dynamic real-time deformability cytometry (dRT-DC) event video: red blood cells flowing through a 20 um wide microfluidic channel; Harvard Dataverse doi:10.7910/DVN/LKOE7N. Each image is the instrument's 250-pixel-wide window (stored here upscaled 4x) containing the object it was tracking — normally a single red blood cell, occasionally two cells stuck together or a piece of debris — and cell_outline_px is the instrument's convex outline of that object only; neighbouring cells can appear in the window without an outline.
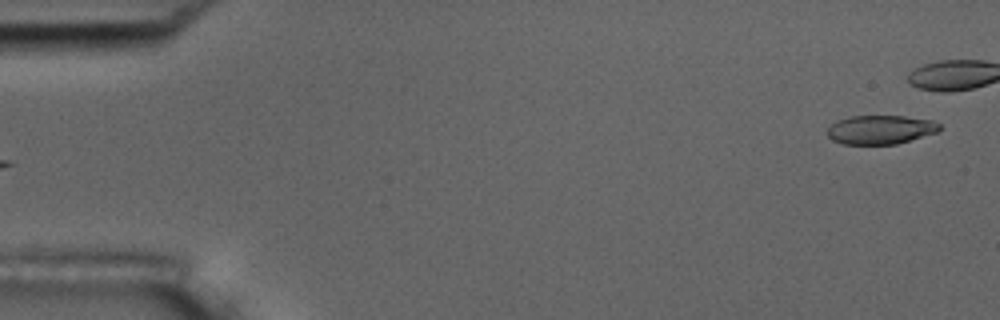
{"species": "common noctule bat (a hibernating species)", "species_latin": "Nyctalus noctula", "temperature_condition": "room temperature", "stored_images_in_passage": 5, "segment_of_instrument_passage": [2, 2], "camera_frame_rate_fps": 3000, "um_per_image_px": 0.085, "animal": {"sex": "male", "body_mass_g": 17.5, "forearm_length_mm": 52.3}, "frame": {"image": 1, "passage_image": 5, "time_ms": 5.333, "image_size_px": [1000, 320], "cell_outline_px": [[940, 132], [896, 144], [844, 144], [832, 140], [828, 136], [828, 128], [836, 120], [848, 116], [904, 116], [932, 120], [940, 124]], "centroid_in_image_um": [74.86, 11.02], "position_along_channel_um": 10.1, "area_um2": 19.02}}